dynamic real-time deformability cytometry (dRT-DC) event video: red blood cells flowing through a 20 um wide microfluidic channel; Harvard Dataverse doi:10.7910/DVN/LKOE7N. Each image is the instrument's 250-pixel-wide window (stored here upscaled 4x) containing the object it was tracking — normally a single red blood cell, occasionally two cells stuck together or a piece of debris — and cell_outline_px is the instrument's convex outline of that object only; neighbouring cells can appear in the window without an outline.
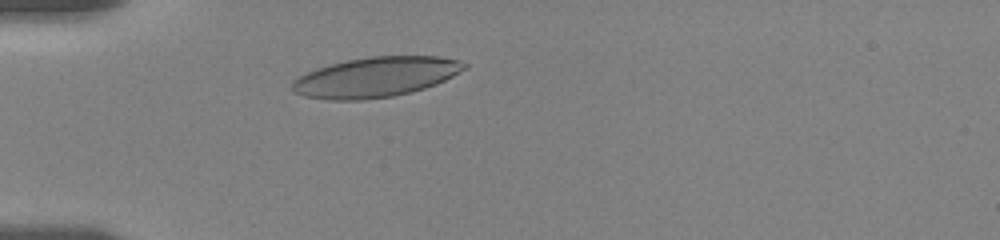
{"species": "human", "species_latin": "Homo sapiens", "temperature_condition": "room temperature", "stored_images_in_passage": 22, "camera_frame_rate_fps": 3000, "um_per_image_px": 0.085, "donor": {"sex": "female"}, "frame": {"image": 1, "passage_image": 3, "time_ms": 2.0, "image_size_px": [1000, 240], "cell_outline_px": [[468, 68], [436, 84], [412, 92], [392, 96], [360, 100], [332, 100], [304, 96], [292, 92], [292, 80], [316, 68], [348, 60], [368, 56], [440, 56], [456, 60], [468, 64]], "centroid_in_image_um": [31.94, 6.55], "position_along_channel_um": 53.1, "area_um2": 40.06}}
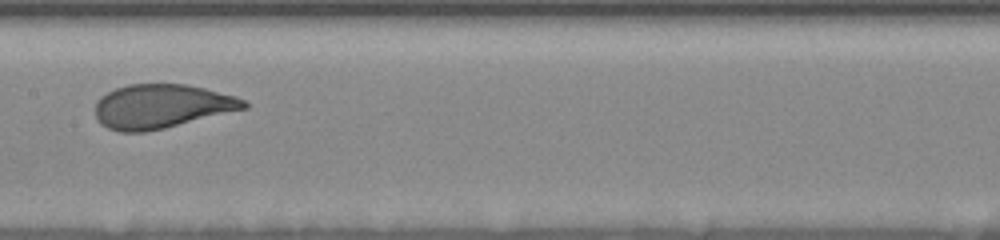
{"frame": {"image": 2, "passage_image": 13, "time_ms": 6.333, "image_size_px": [1000, 240], "cell_outline_px": [[248, 108], [164, 128], [144, 132], [120, 132], [108, 128], [100, 124], [96, 116], [96, 104], [100, 96], [116, 88], [128, 84], [184, 84], [204, 88], [236, 96], [244, 100], [248, 104]], "centroid_in_image_um": [13.72, 9.04], "position_along_channel_um": 193.7, "area_um2": 38.03}}
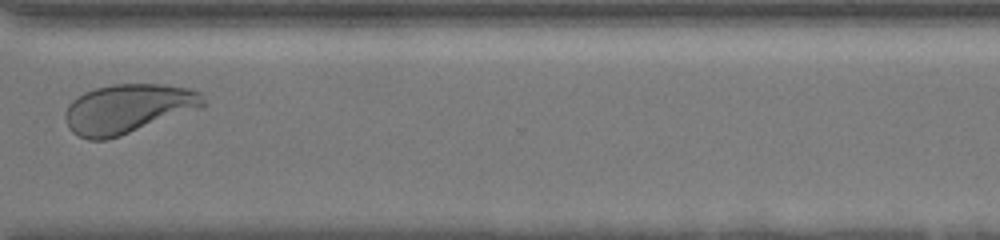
{"frame": {"image": 3, "passage_image": 20, "time_ms": 11.0, "image_size_px": [1000, 240], "cell_outline_px": [[208, 104], [204, 108], [120, 136], [104, 140], [88, 140], [72, 132], [68, 128], [64, 116], [64, 112], [68, 104], [76, 96], [84, 92], [96, 88], [112, 84], [160, 84], [188, 88], [204, 92]], "centroid_in_image_um": [10.93, 9.24], "position_along_channel_um": 359.7, "area_um2": 40.4}, "authors_computed_cell_mechanics": {"area_um2": 38.5815, "velocity_mm_per_s": 3.563, "shape_relaxation_time_tau1_ms": 3.2421, "shape_relaxation_time_tau2_ms": null, "deformation_change_tau1": 0.1435, "deformation_change_tau2": null}}